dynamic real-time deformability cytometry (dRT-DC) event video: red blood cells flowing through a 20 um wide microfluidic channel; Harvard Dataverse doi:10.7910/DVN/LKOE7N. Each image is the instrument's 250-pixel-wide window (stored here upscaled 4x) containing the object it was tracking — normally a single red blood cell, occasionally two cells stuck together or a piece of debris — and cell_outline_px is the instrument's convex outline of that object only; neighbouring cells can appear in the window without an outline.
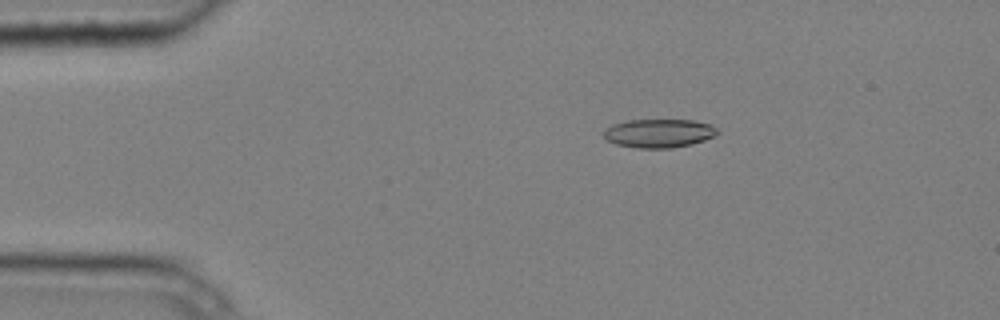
{"species": "common noctule bat (a hibernating species)", "species_latin": "Nyctalus noctula", "temperature_condition": "cold", "stored_images_in_passage": 3, "camera_frame_rate_fps": 3000, "um_per_image_px": 0.085, "animal": {"sex": "male", "body_mass_g": 20.4}, "frame": {"image": 1, "passage_image": 1, "time_ms": 0.0, "image_size_px": [1000, 320], "cell_outline_px": [[720, 132], [716, 136], [692, 144], [672, 148], [636, 148], [616, 144], [608, 140], [604, 136], [604, 132], [612, 124], [628, 120], [692, 120], [708, 124], [716, 128]], "centroid_in_image_um": [56.03, 11.33], "position_along_channel_um": 29.0, "area_um2": 18.9}}
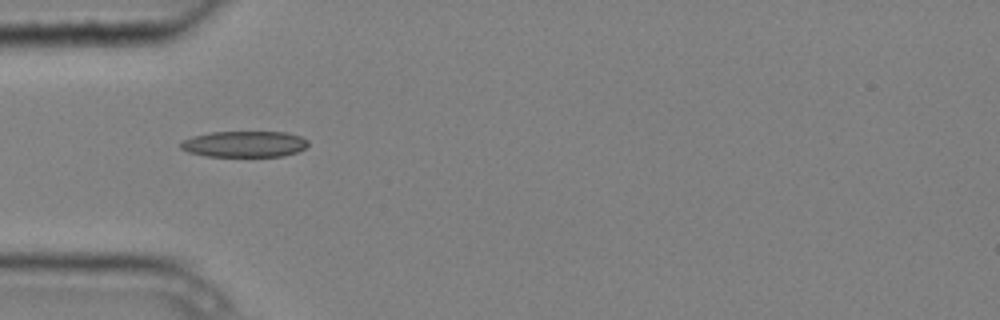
{"frame": {"image": 2, "passage_image": 3, "time_ms": 0.667, "image_size_px": [1000, 320], "cell_outline_px": [[308, 144], [304, 148], [296, 152], [284, 156], [204, 156], [188, 152], [180, 148], [180, 144], [184, 140], [192, 136], [212, 132], [284, 132], [300, 136], [308, 140]], "centroid_in_image_um": [20.76, 12.25], "position_along_channel_um": 64.2, "area_um2": 19.31}}